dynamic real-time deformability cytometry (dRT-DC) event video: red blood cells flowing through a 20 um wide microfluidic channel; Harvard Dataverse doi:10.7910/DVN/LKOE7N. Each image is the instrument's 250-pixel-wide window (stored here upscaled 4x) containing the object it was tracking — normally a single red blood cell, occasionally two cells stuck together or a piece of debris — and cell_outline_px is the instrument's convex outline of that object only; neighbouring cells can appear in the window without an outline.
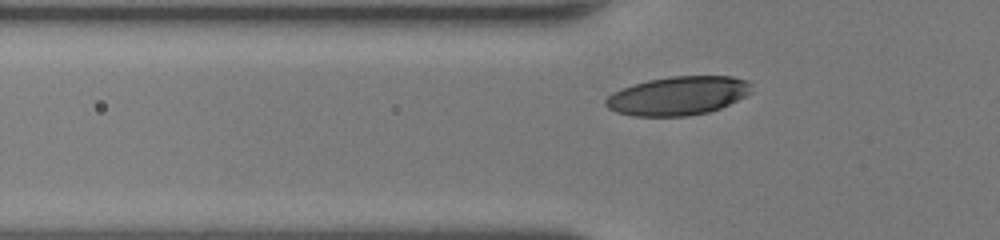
{"species": "human", "species_latin": "Homo sapiens", "temperature_condition": "room temperature", "stored_images_in_passage": 33, "camera_frame_rate_fps": 3000, "um_per_image_px": 0.085, "donor": {"sex": "female"}, "frame": {"image": 1, "passage_image": 9, "time_ms": 2.667, "image_size_px": [1000, 240], "cell_outline_px": [[752, 92], [720, 108], [708, 112], [688, 116], [636, 116], [616, 112], [608, 108], [604, 104], [604, 100], [612, 92], [632, 84], [648, 80], [672, 76], [732, 76], [748, 80], [752, 84]], "centroid_in_image_um": [57.62, 8.13], "position_along_channel_um": 68.2, "area_um2": 33.0}}
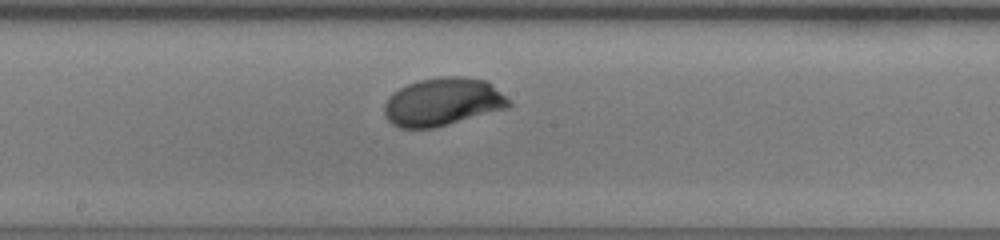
{"frame": {"image": 2, "passage_image": 19, "time_ms": 6.0, "image_size_px": [1000, 240], "cell_outline_px": [[512, 104], [508, 108], [448, 124], [432, 128], [400, 128], [392, 124], [384, 116], [384, 104], [388, 96], [400, 88], [408, 84], [420, 80], [440, 76], [464, 76], [488, 80]], "centroid_in_image_um": [37.62, 8.65], "position_along_channel_um": 210.6, "area_um2": 34.85}}
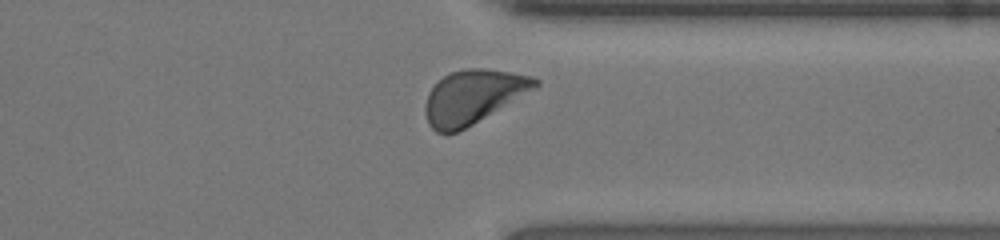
{"frame": {"image": 3, "passage_image": 30, "time_ms": 9.667, "image_size_px": [1000, 240], "cell_outline_px": [[540, 84], [536, 88], [472, 124], [456, 132], [436, 132], [428, 124], [424, 112], [424, 108], [428, 92], [444, 76], [452, 72], [464, 68], [484, 68], [512, 72], [532, 76], [540, 80]], "centroid_in_image_um": [40.21, 8.2], "position_along_channel_um": 371.2, "area_um2": 34.04}, "authors_computed_cell_mechanics": {"area_um2": 34.1598, "velocity_mm_per_s": 4.3528, "shape_relaxation_time_tau1_ms": 2.9575, "shape_relaxation_time_tau2_ms": null, "deformation_change_tau1": 0.1526, "deformation_change_tau2": null}}